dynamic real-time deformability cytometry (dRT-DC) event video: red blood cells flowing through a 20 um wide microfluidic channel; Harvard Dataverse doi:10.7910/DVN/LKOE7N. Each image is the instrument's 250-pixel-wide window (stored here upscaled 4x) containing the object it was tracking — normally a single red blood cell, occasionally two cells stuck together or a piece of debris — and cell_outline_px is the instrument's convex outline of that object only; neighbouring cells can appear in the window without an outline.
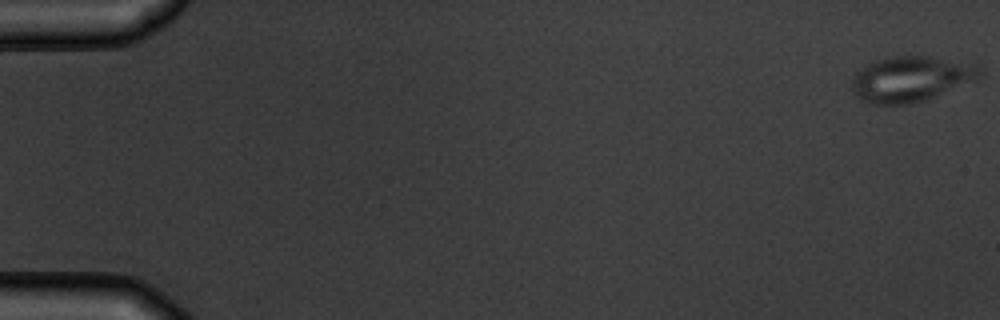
{"species": "common noctule bat (a hibernating species)", "species_latin": "Nyctalus noctula", "temperature_condition": "warm", "stored_images_in_passage": 6, "camera_frame_rate_fps": 3000, "um_per_image_px": 0.085, "animal": {"sex": "male", "body_mass_g": 19.5, "forearm_length_mm": 54.6}, "frame": {"image": 1, "passage_image": 1, "time_ms": 0.0, "image_size_px": [1000, 320], "cell_outline_px": [[984, 76], [976, 80], [924, 100], [912, 104], [868, 104], [860, 100], [856, 96], [852, 88], [852, 80], [856, 72], [860, 68], [876, 60], [892, 56], [928, 56], [980, 64], [984, 68]], "centroid_in_image_um": [77.48, 6.7], "position_along_channel_um": 7.5, "area_um2": 34.28}}